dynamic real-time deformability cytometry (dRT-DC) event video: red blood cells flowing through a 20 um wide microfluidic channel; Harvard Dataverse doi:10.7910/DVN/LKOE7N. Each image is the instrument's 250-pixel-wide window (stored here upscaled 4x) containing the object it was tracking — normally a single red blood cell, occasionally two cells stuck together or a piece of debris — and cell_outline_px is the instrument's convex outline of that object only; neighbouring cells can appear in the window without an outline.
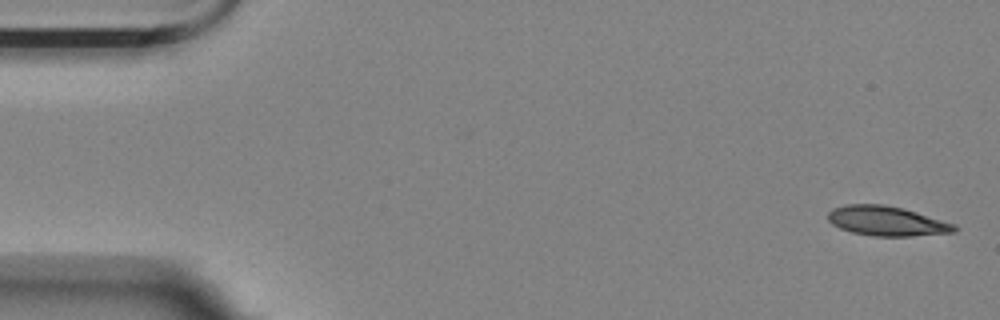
{"species": "Egyptian fruit bat (a non-hibernating species)", "species_latin": "Rousettus aegyptiacus", "temperature_condition": "room temperature", "stored_images_in_passage": 4, "camera_frame_rate_fps": 3000, "um_per_image_px": 0.085, "animal": {"sex": "female"}, "frame": {"image": 1, "passage_image": 1, "time_ms": 0.0, "image_size_px": [1000, 320], "cell_outline_px": [[956, 232], [912, 236], [876, 236], [852, 232], [840, 228], [832, 224], [828, 220], [828, 212], [832, 208], [848, 204], [884, 204], [916, 212], [956, 224]], "centroid_in_image_um": [75.36, 18.78], "position_along_channel_um": 9.6, "area_um2": 21.73}}
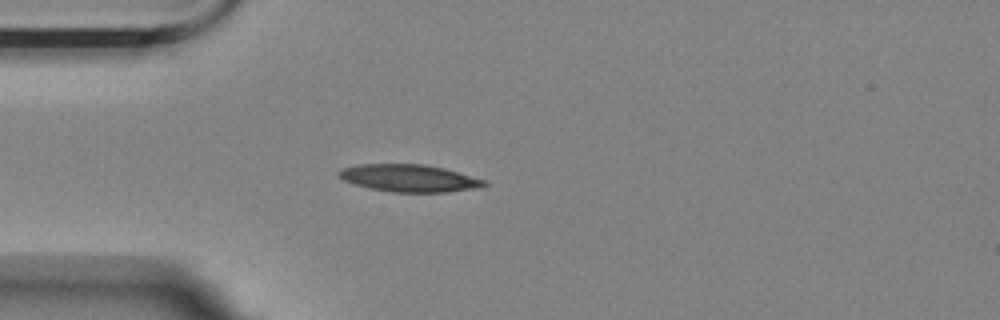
{"frame": {"image": 2, "passage_image": 4, "time_ms": 1.0, "image_size_px": [1000, 320], "cell_outline_px": [[488, 184], [480, 188], [448, 192], [392, 192], [372, 188], [356, 184], [344, 180], [336, 172], [344, 168], [360, 164], [424, 164], [444, 168], [488, 180]], "centroid_in_image_um": [34.87, 15.14], "position_along_channel_um": 50.1, "area_um2": 23.12}}